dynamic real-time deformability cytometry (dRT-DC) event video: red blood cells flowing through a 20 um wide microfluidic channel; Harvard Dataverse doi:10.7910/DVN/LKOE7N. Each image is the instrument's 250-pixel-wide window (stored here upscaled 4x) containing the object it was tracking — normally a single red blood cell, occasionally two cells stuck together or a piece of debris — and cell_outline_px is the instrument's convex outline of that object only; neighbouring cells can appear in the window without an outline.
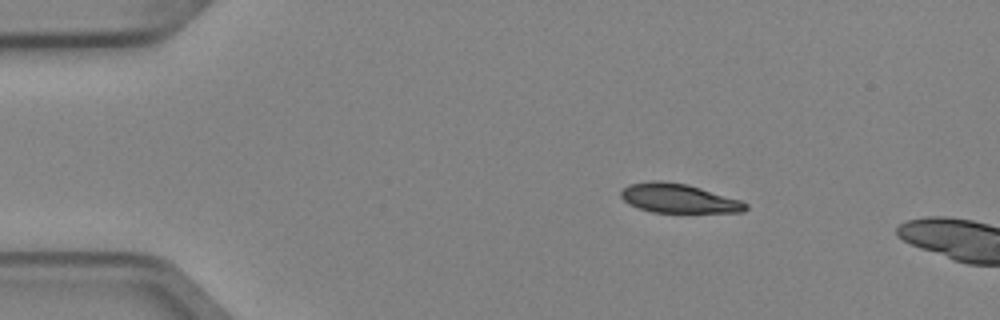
{"species": "Egyptian fruit bat (a non-hibernating species)", "species_latin": "Rousettus aegyptiacus", "temperature_condition": "cold", "stored_images_in_passage": 3, "camera_frame_rate_fps": 3000, "um_per_image_px": 0.085, "animal": {"sex": "female"}, "frame": {"image": 1, "passage_image": 2, "time_ms": 0.333, "image_size_px": [1000, 320], "cell_outline_px": [[748, 208], [744, 212], [652, 212], [628, 204], [620, 196], [620, 192], [628, 184], [652, 180], [660, 180], [688, 184], [740, 200], [748, 204]], "centroid_in_image_um": [57.66, 16.85], "position_along_channel_um": 27.3, "area_um2": 21.15}}